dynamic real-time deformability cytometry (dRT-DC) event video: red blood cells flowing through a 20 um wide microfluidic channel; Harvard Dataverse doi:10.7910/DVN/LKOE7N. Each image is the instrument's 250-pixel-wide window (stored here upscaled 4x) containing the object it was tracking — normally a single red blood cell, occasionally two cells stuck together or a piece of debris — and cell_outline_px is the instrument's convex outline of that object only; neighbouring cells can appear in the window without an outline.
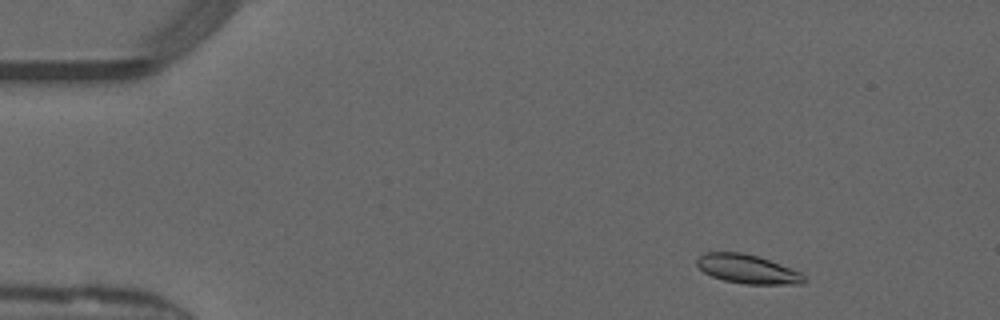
{"species": "common noctule bat (a hibernating species)", "species_latin": "Nyctalus noctula", "temperature_condition": "warm", "stored_images_in_passage": 49, "camera_frame_rate_fps": 3000, "um_per_image_px": 0.085, "animal": {"sex": "male", "forearm_length_mm": 52.5}, "frame": {"image": 1, "passage_image": 5, "time_ms": 1.333, "image_size_px": [1000, 320], "cell_outline_px": [[808, 280], [804, 284], [744, 284], [724, 280], [712, 276], [704, 272], [696, 264], [696, 260], [704, 252], [740, 252], [756, 256], [780, 264], [800, 272]], "centroid_in_image_um": [63.54, 22.88], "position_along_channel_um": 21.5, "area_um2": 17.98}}
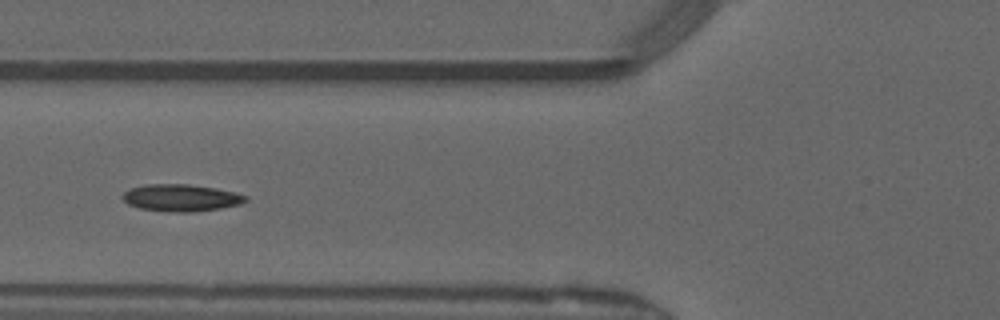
{"frame": {"image": 2, "passage_image": 18, "time_ms": 5.667, "image_size_px": [1000, 320], "cell_outline_px": [[248, 200], [240, 204], [220, 208], [192, 212], [164, 212], [140, 208], [128, 204], [124, 200], [124, 192], [132, 188], [144, 184], [188, 184], [216, 188], [248, 196]], "centroid_in_image_um": [15.4, 16.82], "position_along_channel_um": 110.4, "area_um2": 19.31}}
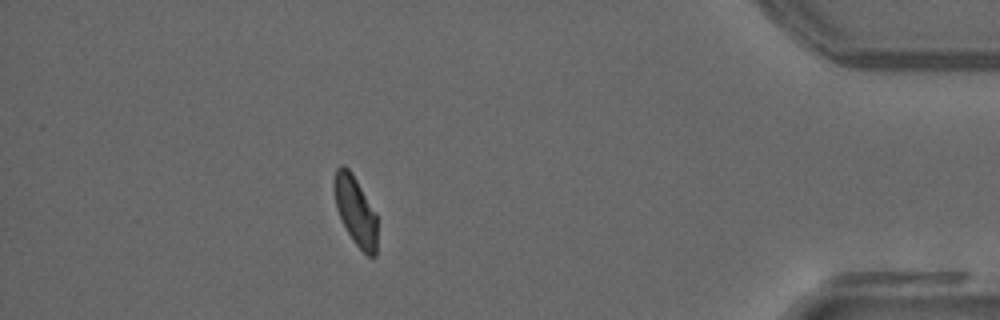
{"frame": {"image": 3, "passage_image": 43, "time_ms": 14.0, "image_size_px": [1000, 320], "cell_outline_px": [[376, 256], [368, 256], [352, 240], [336, 208], [336, 168], [340, 164], [344, 164], [352, 172], [376, 212]], "centroid_in_image_um": [30.25, 17.91], "position_along_channel_um": 405.0, "area_um2": 16.82}, "authors_computed_cell_mechanics": {"area_um2": 18.2648, "velocity_mm_per_s": 4.1213, "shape_relaxation_time_tau1_ms": 5.1757, "shape_relaxation_time_tau2_ms": 3.0363, "deformation_change_tau1": 0.157, "deformation_change_tau2": 0.0887}}